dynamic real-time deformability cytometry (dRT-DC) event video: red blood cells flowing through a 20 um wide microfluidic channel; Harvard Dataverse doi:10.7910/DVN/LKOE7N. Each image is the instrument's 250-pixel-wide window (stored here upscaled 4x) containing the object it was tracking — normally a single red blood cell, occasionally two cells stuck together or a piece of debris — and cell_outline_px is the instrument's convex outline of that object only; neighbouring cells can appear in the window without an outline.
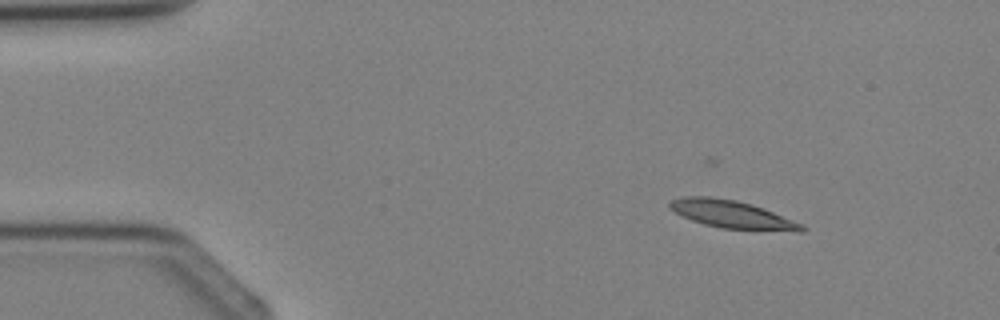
{"species": "Egyptian fruit bat (a non-hibernating species)", "species_latin": "Rousettus aegyptiacus", "temperature_condition": "cold", "stored_images_in_passage": 4, "camera_frame_rate_fps": 3000, "um_per_image_px": 0.085, "animal": {"sex": "female"}, "frame": {"image": 1, "passage_image": 2, "time_ms": 1.333, "image_size_px": [1000, 320], "cell_outline_px": [[808, 228], [804, 232], [800, 232], [720, 228], [704, 224], [692, 220], [668, 208], [668, 204], [672, 200], [684, 196], [708, 196], [736, 200], [752, 204], [764, 208], [804, 224]], "centroid_in_image_um": [62.29, 18.23], "position_along_channel_um": 22.7, "area_um2": 21.56}}
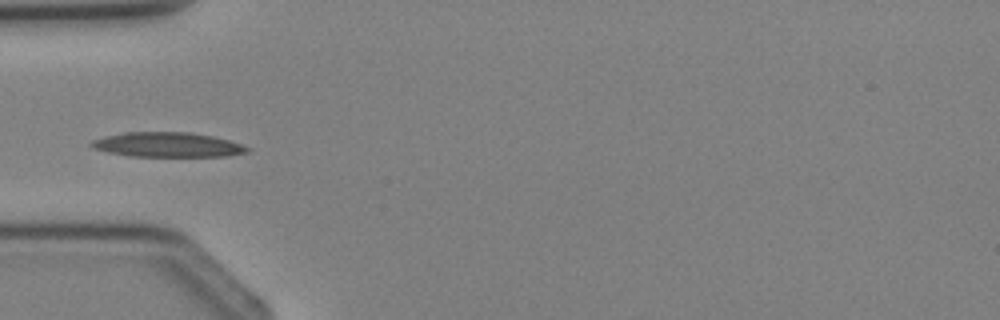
{"frame": {"image": 2, "passage_image": 4, "time_ms": 3.667, "image_size_px": [1000, 320], "cell_outline_px": [[252, 148], [248, 152], [228, 156], [132, 156], [108, 152], [92, 148], [88, 144], [92, 140], [104, 136], [124, 132], [188, 132], [212, 136], [228, 140]], "centroid_in_image_um": [14.22, 12.3], "position_along_channel_um": 70.8, "area_um2": 22.43}}